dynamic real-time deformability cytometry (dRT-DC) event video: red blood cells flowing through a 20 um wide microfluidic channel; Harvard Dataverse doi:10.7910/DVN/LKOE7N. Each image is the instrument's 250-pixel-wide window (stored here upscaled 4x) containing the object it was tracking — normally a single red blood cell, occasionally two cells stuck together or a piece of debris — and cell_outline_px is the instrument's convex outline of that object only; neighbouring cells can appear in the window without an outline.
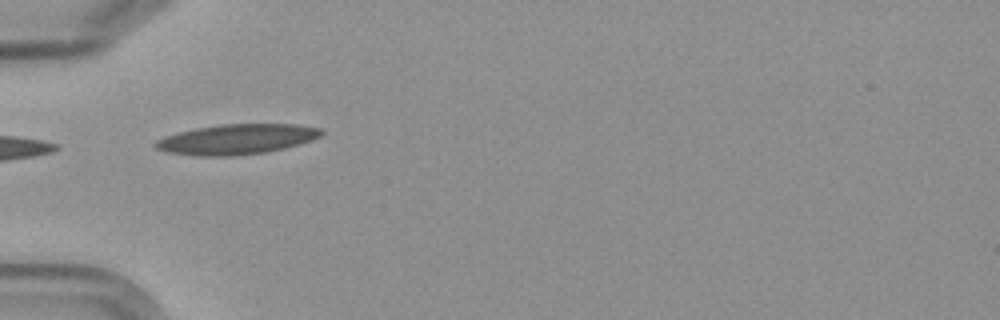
{"species": "Egyptian fruit bat (a non-hibernating species)", "species_latin": "Rousettus aegyptiacus", "temperature_condition": "cold", "stored_images_in_passage": 2, "camera_frame_rate_fps": 3000, "um_per_image_px": 0.085, "frame": {"image": 1, "passage_image": 1, "time_ms": 0.0, "image_size_px": [1000, 320], "cell_outline_px": [[324, 132], [320, 136], [312, 140], [300, 144], [268, 152], [232, 156], [192, 156], [168, 152], [156, 148], [152, 144], [156, 140], [164, 136], [196, 128], [220, 124], [296, 124], [324, 128]], "centroid_in_image_um": [20.14, 11.84], "position_along_channel_um": 64.9, "area_um2": 29.42}}
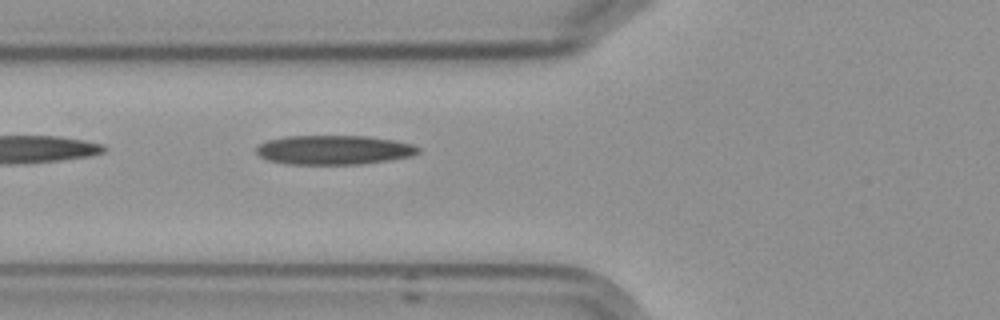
{"frame": {"image": 2, "passage_image": 2, "time_ms": 1.0, "image_size_px": [1000, 320], "cell_outline_px": [[420, 152], [412, 156], [388, 160], [360, 164], [284, 164], [268, 160], [260, 156], [256, 152], [256, 148], [260, 144], [268, 140], [284, 136], [368, 136], [396, 140], [412, 144], [420, 148]], "centroid_in_image_um": [28.39, 12.74], "position_along_channel_um": 97.4, "area_um2": 27.74}}